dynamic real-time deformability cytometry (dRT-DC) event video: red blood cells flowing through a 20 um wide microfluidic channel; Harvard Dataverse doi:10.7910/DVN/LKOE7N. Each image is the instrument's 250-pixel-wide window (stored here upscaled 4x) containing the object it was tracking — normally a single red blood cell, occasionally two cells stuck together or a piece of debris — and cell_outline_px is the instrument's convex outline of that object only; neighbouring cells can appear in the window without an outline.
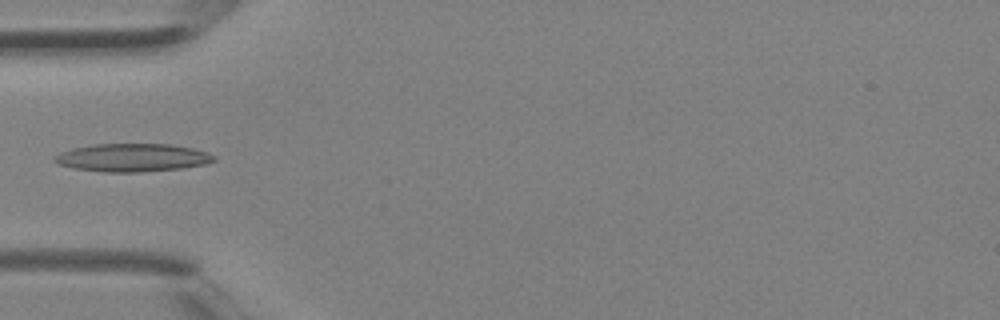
{"species": "Egyptian fruit bat (a non-hibernating species)", "species_latin": "Rousettus aegyptiacus", "temperature_condition": "room temperature", "stored_images_in_passage": 3, "camera_frame_rate_fps": 3000, "um_per_image_px": 0.085, "animal": {"sex": "female"}, "frame": {"image": 1, "passage_image": 3, "time_ms": 0.667, "image_size_px": [1000, 320], "cell_outline_px": [[216, 160], [204, 164], [180, 168], [140, 172], [104, 172], [72, 168], [56, 164], [52, 160], [60, 152], [92, 144], [168, 144], [192, 148], [216, 156]], "centroid_in_image_um": [11.21, 13.4], "position_along_channel_um": 73.8, "area_um2": 25.89}}